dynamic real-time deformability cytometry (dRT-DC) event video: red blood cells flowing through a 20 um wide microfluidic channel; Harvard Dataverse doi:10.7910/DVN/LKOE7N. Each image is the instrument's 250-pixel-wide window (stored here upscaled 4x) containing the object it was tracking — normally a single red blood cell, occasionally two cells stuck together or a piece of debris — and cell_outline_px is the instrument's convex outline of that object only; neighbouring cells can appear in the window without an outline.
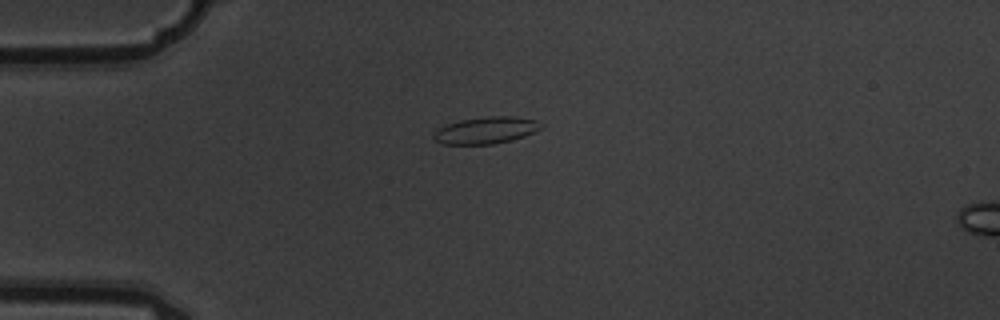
{"species": "common noctule bat (a hibernating species)", "species_latin": "Nyctalus noctula", "temperature_condition": "warm", "stored_images_in_passage": 6, "camera_frame_rate_fps": 3000, "um_per_image_px": 0.085, "animal": {"sex": "male", "body_mass_g": 19.5, "forearm_length_mm": 54.6}, "frame": {"image": 1, "passage_image": 6, "time_ms": 1.667, "image_size_px": [1000, 320], "cell_outline_px": [[540, 128], [524, 136], [512, 140], [492, 144], [444, 144], [436, 140], [432, 136], [432, 132], [436, 128], [460, 120], [484, 116], [512, 116], [536, 120]], "centroid_in_image_um": [41.22, 11.07], "position_along_channel_um": 43.8, "area_um2": 16.65}}